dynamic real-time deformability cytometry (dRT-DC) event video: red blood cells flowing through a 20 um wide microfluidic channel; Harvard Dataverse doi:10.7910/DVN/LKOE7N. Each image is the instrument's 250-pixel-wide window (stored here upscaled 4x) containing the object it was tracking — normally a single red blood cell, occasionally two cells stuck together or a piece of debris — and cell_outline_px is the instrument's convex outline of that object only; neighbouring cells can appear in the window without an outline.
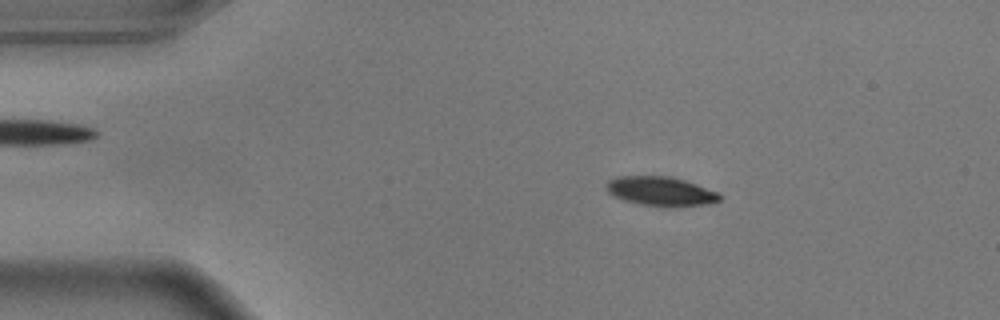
{"species": "common noctule bat (a hibernating species)", "species_latin": "Nyctalus noctula", "temperature_condition": "warm", "stored_images_in_passage": 55, "camera_frame_rate_fps": 3000, "um_per_image_px": 0.085, "animal": {"sex": "male", "body_mass_g": 17.9}, "frame": {"image": 1, "passage_image": 9, "time_ms": 2.667, "image_size_px": [1000, 320], "cell_outline_px": [[720, 200], [708, 204], [640, 204], [624, 200], [608, 192], [604, 188], [604, 184], [608, 180], [616, 176], [672, 176], [720, 192]], "centroid_in_image_um": [56.11, 16.2], "position_along_channel_um": 28.9, "area_um2": 18.67}}
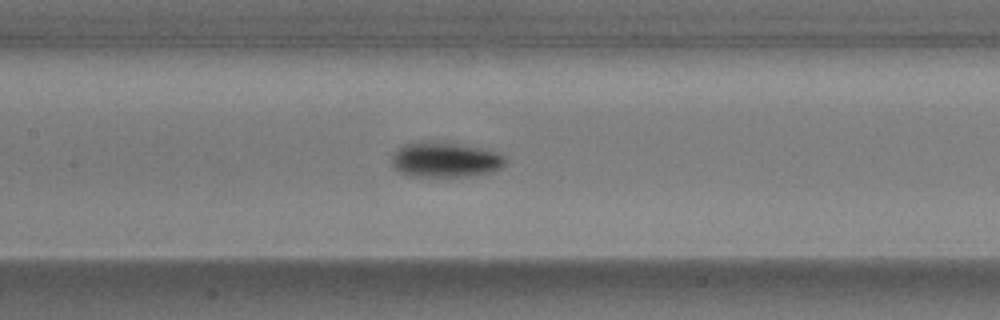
{"frame": {"image": 2, "passage_image": 25, "time_ms": 8.0, "image_size_px": [1000, 320], "cell_outline_px": [[508, 164], [492, 172], [468, 176], [408, 176], [400, 172], [392, 164], [392, 156], [396, 148], [404, 144], [428, 140], [456, 144], [480, 148], [496, 152], [504, 156], [508, 160]], "centroid_in_image_um": [37.84, 13.57], "position_along_channel_um": 169.6, "area_um2": 23.35}}
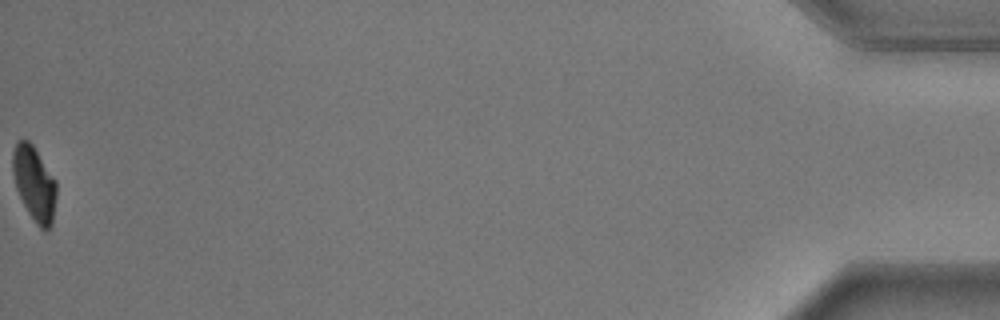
{"frame": {"image": 3, "passage_image": 55, "time_ms": 18.0, "image_size_px": [1000, 320], "cell_outline_px": [[56, 196], [52, 224], [48, 232], [44, 232], [36, 224], [28, 212], [16, 188], [12, 172], [12, 152], [16, 140], [28, 140], [32, 144], [56, 180]], "centroid_in_image_um": [2.91, 15.61], "position_along_channel_um": 432.3, "area_um2": 19.13}, "authors_computed_cell_mechanics": {"area_um2": 20.7502, "velocity_mm_per_s": 3.6449, "shape_relaxation_time_tau1_ms": 3.0334, "shape_relaxation_time_tau2_ms": 2.6262, "deformation_change_tau1": 0.1657, "deformation_change_tau2": 0.0436}}